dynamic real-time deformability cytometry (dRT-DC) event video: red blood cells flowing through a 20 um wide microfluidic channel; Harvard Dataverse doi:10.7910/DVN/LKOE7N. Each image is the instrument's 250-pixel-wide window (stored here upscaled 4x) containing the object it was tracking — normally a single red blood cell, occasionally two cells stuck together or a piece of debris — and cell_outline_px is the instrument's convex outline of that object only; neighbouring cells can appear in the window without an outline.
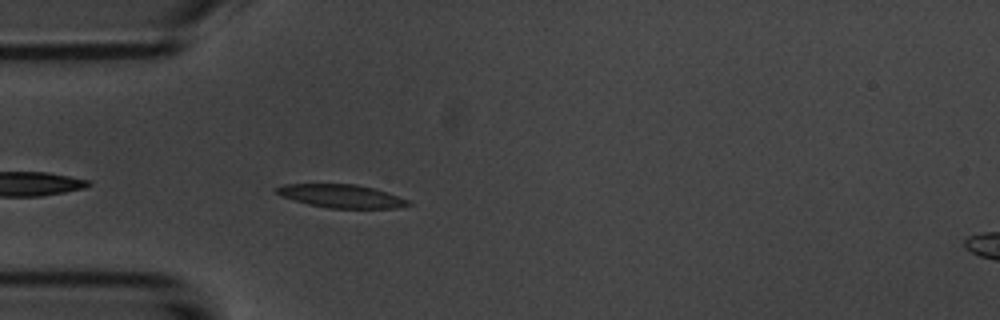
{"species": "common noctule bat (a hibernating species)", "species_latin": "Nyctalus noctula", "temperature_condition": "room temperature", "stored_images_in_passage": 40, "camera_frame_rate_fps": 3000, "um_per_image_px": 0.085, "animal": {"sex": "male", "body_mass_g": 20.1, "forearm_length_mm": 53.5}, "frame": {"image": 1, "passage_image": 3, "time_ms": 0.667, "image_size_px": [1000, 320], "cell_outline_px": [[412, 204], [396, 208], [328, 208], [308, 204], [280, 196], [276, 192], [276, 188], [284, 184], [356, 184], [388, 192], [408, 200]], "centroid_in_image_um": [29.01, 16.67], "position_along_channel_um": 56.0, "area_um2": 17.74}}
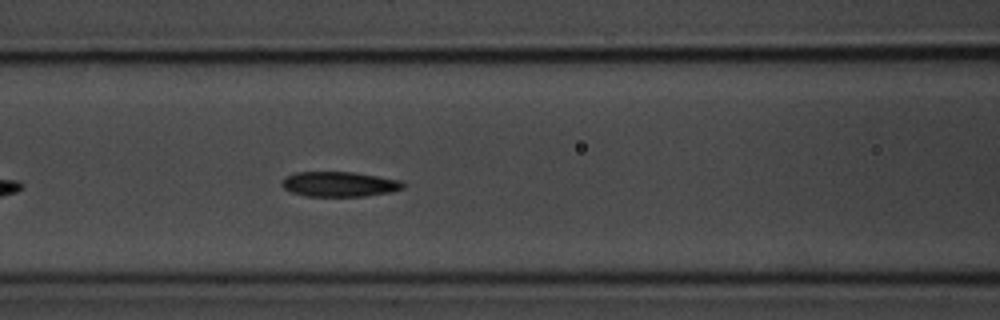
{"frame": {"image": 2, "passage_image": 10, "time_ms": 3.0, "image_size_px": [1000, 320], "cell_outline_px": [[408, 184], [404, 188], [392, 192], [364, 196], [308, 196], [292, 192], [284, 188], [280, 184], [280, 180], [284, 176], [296, 172], [356, 172], [404, 180]], "centroid_in_image_um": [28.9, 15.64], "position_along_channel_um": 137.7, "area_um2": 18.09}}
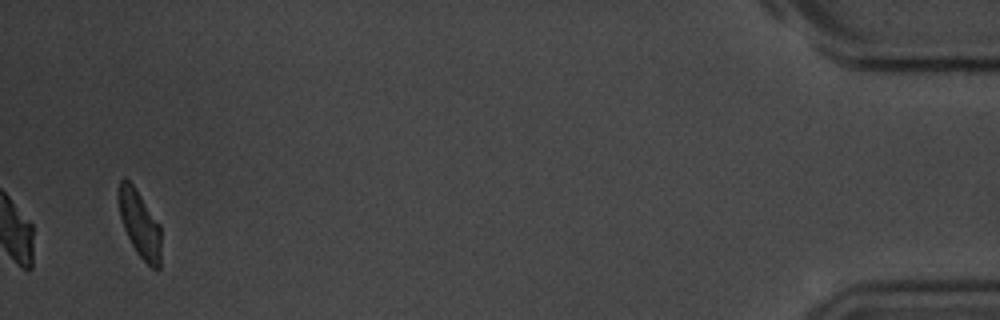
{"frame": {"image": 3, "passage_image": 40, "time_ms": 13.0, "image_size_px": [1000, 320], "cell_outline_px": [[160, 268], [152, 268], [136, 252], [124, 228], [120, 216], [116, 196], [120, 180], [124, 176], [132, 184], [160, 224]], "centroid_in_image_um": [11.84, 18.99], "position_along_channel_um": 423.4, "area_um2": 16.47}, "authors_computed_cell_mechanics": {"area_um2": 18.3515, "velocity_mm_per_s": 3.7002, "shape_relaxation_time_tau1_ms": 5.8438, "shape_relaxation_time_tau2_ms": 2.9943, "deformation_change_tau1": 0.1829, "deformation_change_tau2": 0.0855}}